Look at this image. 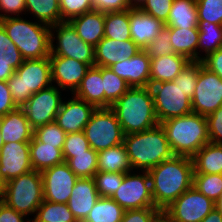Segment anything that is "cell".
<instances>
[{
    "mask_svg": "<svg viewBox=\"0 0 222 222\" xmlns=\"http://www.w3.org/2000/svg\"><path fill=\"white\" fill-rule=\"evenodd\" d=\"M155 207L163 211L193 186L191 157L174 155L148 171Z\"/></svg>",
    "mask_w": 222,
    "mask_h": 222,
    "instance_id": "6da1fadb",
    "label": "cell"
},
{
    "mask_svg": "<svg viewBox=\"0 0 222 222\" xmlns=\"http://www.w3.org/2000/svg\"><path fill=\"white\" fill-rule=\"evenodd\" d=\"M123 144L132 170L149 171L174 153L161 124L139 133L124 136Z\"/></svg>",
    "mask_w": 222,
    "mask_h": 222,
    "instance_id": "7a4b0ae2",
    "label": "cell"
},
{
    "mask_svg": "<svg viewBox=\"0 0 222 222\" xmlns=\"http://www.w3.org/2000/svg\"><path fill=\"white\" fill-rule=\"evenodd\" d=\"M111 109L125 135L139 133L159 124L150 87H131Z\"/></svg>",
    "mask_w": 222,
    "mask_h": 222,
    "instance_id": "3957f363",
    "label": "cell"
},
{
    "mask_svg": "<svg viewBox=\"0 0 222 222\" xmlns=\"http://www.w3.org/2000/svg\"><path fill=\"white\" fill-rule=\"evenodd\" d=\"M168 143L178 156L193 157L210 142L206 116L197 113L170 118L160 123Z\"/></svg>",
    "mask_w": 222,
    "mask_h": 222,
    "instance_id": "277c9868",
    "label": "cell"
},
{
    "mask_svg": "<svg viewBox=\"0 0 222 222\" xmlns=\"http://www.w3.org/2000/svg\"><path fill=\"white\" fill-rule=\"evenodd\" d=\"M17 16L0 20L10 40L24 59H42L50 56V26Z\"/></svg>",
    "mask_w": 222,
    "mask_h": 222,
    "instance_id": "5b68a950",
    "label": "cell"
},
{
    "mask_svg": "<svg viewBox=\"0 0 222 222\" xmlns=\"http://www.w3.org/2000/svg\"><path fill=\"white\" fill-rule=\"evenodd\" d=\"M7 83L14 103L22 107L34 93L52 85L49 57L24 59Z\"/></svg>",
    "mask_w": 222,
    "mask_h": 222,
    "instance_id": "8992f818",
    "label": "cell"
},
{
    "mask_svg": "<svg viewBox=\"0 0 222 222\" xmlns=\"http://www.w3.org/2000/svg\"><path fill=\"white\" fill-rule=\"evenodd\" d=\"M0 199L26 217H34L44 200L41 172L33 170L10 179L4 184Z\"/></svg>",
    "mask_w": 222,
    "mask_h": 222,
    "instance_id": "52a82bcc",
    "label": "cell"
},
{
    "mask_svg": "<svg viewBox=\"0 0 222 222\" xmlns=\"http://www.w3.org/2000/svg\"><path fill=\"white\" fill-rule=\"evenodd\" d=\"M83 132L90 147L97 152L122 144L125 136L111 108H96Z\"/></svg>",
    "mask_w": 222,
    "mask_h": 222,
    "instance_id": "ba28073f",
    "label": "cell"
},
{
    "mask_svg": "<svg viewBox=\"0 0 222 222\" xmlns=\"http://www.w3.org/2000/svg\"><path fill=\"white\" fill-rule=\"evenodd\" d=\"M50 55L68 57L90 67L95 66L94 47L84 42L68 21L50 26Z\"/></svg>",
    "mask_w": 222,
    "mask_h": 222,
    "instance_id": "9c48e42d",
    "label": "cell"
},
{
    "mask_svg": "<svg viewBox=\"0 0 222 222\" xmlns=\"http://www.w3.org/2000/svg\"><path fill=\"white\" fill-rule=\"evenodd\" d=\"M159 124L192 113L191 99L172 81L150 84Z\"/></svg>",
    "mask_w": 222,
    "mask_h": 222,
    "instance_id": "30bf717a",
    "label": "cell"
},
{
    "mask_svg": "<svg viewBox=\"0 0 222 222\" xmlns=\"http://www.w3.org/2000/svg\"><path fill=\"white\" fill-rule=\"evenodd\" d=\"M111 198L124 210L155 207L148 171L138 173L132 170L125 173L121 185Z\"/></svg>",
    "mask_w": 222,
    "mask_h": 222,
    "instance_id": "8fae6325",
    "label": "cell"
},
{
    "mask_svg": "<svg viewBox=\"0 0 222 222\" xmlns=\"http://www.w3.org/2000/svg\"><path fill=\"white\" fill-rule=\"evenodd\" d=\"M214 208L215 202L192 186L163 212L170 222H201Z\"/></svg>",
    "mask_w": 222,
    "mask_h": 222,
    "instance_id": "7c38bea8",
    "label": "cell"
},
{
    "mask_svg": "<svg viewBox=\"0 0 222 222\" xmlns=\"http://www.w3.org/2000/svg\"><path fill=\"white\" fill-rule=\"evenodd\" d=\"M55 85L34 93L21 107L30 126L35 129L53 122L63 101L62 92Z\"/></svg>",
    "mask_w": 222,
    "mask_h": 222,
    "instance_id": "4fadbf2b",
    "label": "cell"
},
{
    "mask_svg": "<svg viewBox=\"0 0 222 222\" xmlns=\"http://www.w3.org/2000/svg\"><path fill=\"white\" fill-rule=\"evenodd\" d=\"M191 103L192 112L202 116H208L222 106V79L202 62Z\"/></svg>",
    "mask_w": 222,
    "mask_h": 222,
    "instance_id": "5bb4252c",
    "label": "cell"
},
{
    "mask_svg": "<svg viewBox=\"0 0 222 222\" xmlns=\"http://www.w3.org/2000/svg\"><path fill=\"white\" fill-rule=\"evenodd\" d=\"M44 200L67 203L78 177L64 162L41 171Z\"/></svg>",
    "mask_w": 222,
    "mask_h": 222,
    "instance_id": "9a60e30c",
    "label": "cell"
},
{
    "mask_svg": "<svg viewBox=\"0 0 222 222\" xmlns=\"http://www.w3.org/2000/svg\"><path fill=\"white\" fill-rule=\"evenodd\" d=\"M52 85L63 91H76L90 69L88 64L68 57L50 55ZM54 83V84H53ZM57 84V85H56Z\"/></svg>",
    "mask_w": 222,
    "mask_h": 222,
    "instance_id": "2e32d148",
    "label": "cell"
},
{
    "mask_svg": "<svg viewBox=\"0 0 222 222\" xmlns=\"http://www.w3.org/2000/svg\"><path fill=\"white\" fill-rule=\"evenodd\" d=\"M33 171L29 142H8L0 151V176L6 183L12 178Z\"/></svg>",
    "mask_w": 222,
    "mask_h": 222,
    "instance_id": "e0dca14e",
    "label": "cell"
},
{
    "mask_svg": "<svg viewBox=\"0 0 222 222\" xmlns=\"http://www.w3.org/2000/svg\"><path fill=\"white\" fill-rule=\"evenodd\" d=\"M72 99L64 97L60 110L57 113L55 121L68 133L84 131V127L89 122L92 113L96 110L93 104L77 98L72 94Z\"/></svg>",
    "mask_w": 222,
    "mask_h": 222,
    "instance_id": "ac0fdd59",
    "label": "cell"
},
{
    "mask_svg": "<svg viewBox=\"0 0 222 222\" xmlns=\"http://www.w3.org/2000/svg\"><path fill=\"white\" fill-rule=\"evenodd\" d=\"M150 63L151 58L141 50L129 59L111 65L109 69L124 79L130 87H149Z\"/></svg>",
    "mask_w": 222,
    "mask_h": 222,
    "instance_id": "d6986e66",
    "label": "cell"
},
{
    "mask_svg": "<svg viewBox=\"0 0 222 222\" xmlns=\"http://www.w3.org/2000/svg\"><path fill=\"white\" fill-rule=\"evenodd\" d=\"M94 49L96 67H110L131 58L141 51L132 39L115 41L107 37H103Z\"/></svg>",
    "mask_w": 222,
    "mask_h": 222,
    "instance_id": "ffe728a7",
    "label": "cell"
},
{
    "mask_svg": "<svg viewBox=\"0 0 222 222\" xmlns=\"http://www.w3.org/2000/svg\"><path fill=\"white\" fill-rule=\"evenodd\" d=\"M99 198L94 178H78L67 205L77 222H84Z\"/></svg>",
    "mask_w": 222,
    "mask_h": 222,
    "instance_id": "44dd1931",
    "label": "cell"
},
{
    "mask_svg": "<svg viewBox=\"0 0 222 222\" xmlns=\"http://www.w3.org/2000/svg\"><path fill=\"white\" fill-rule=\"evenodd\" d=\"M164 26V23L143 12L140 8L130 9L131 39L141 50L158 36Z\"/></svg>",
    "mask_w": 222,
    "mask_h": 222,
    "instance_id": "7402d4cb",
    "label": "cell"
},
{
    "mask_svg": "<svg viewBox=\"0 0 222 222\" xmlns=\"http://www.w3.org/2000/svg\"><path fill=\"white\" fill-rule=\"evenodd\" d=\"M77 35L86 43L95 47L104 37L105 12L91 10L68 21Z\"/></svg>",
    "mask_w": 222,
    "mask_h": 222,
    "instance_id": "603a6c76",
    "label": "cell"
},
{
    "mask_svg": "<svg viewBox=\"0 0 222 222\" xmlns=\"http://www.w3.org/2000/svg\"><path fill=\"white\" fill-rule=\"evenodd\" d=\"M34 129L30 126L21 107L8 112L3 119L1 135L4 144L8 142H30Z\"/></svg>",
    "mask_w": 222,
    "mask_h": 222,
    "instance_id": "cb8c5ba5",
    "label": "cell"
},
{
    "mask_svg": "<svg viewBox=\"0 0 222 222\" xmlns=\"http://www.w3.org/2000/svg\"><path fill=\"white\" fill-rule=\"evenodd\" d=\"M189 61L185 56L179 54L151 58L150 84L172 81Z\"/></svg>",
    "mask_w": 222,
    "mask_h": 222,
    "instance_id": "d4e9b609",
    "label": "cell"
},
{
    "mask_svg": "<svg viewBox=\"0 0 222 222\" xmlns=\"http://www.w3.org/2000/svg\"><path fill=\"white\" fill-rule=\"evenodd\" d=\"M73 95L96 108H104L102 67H90Z\"/></svg>",
    "mask_w": 222,
    "mask_h": 222,
    "instance_id": "484cf974",
    "label": "cell"
},
{
    "mask_svg": "<svg viewBox=\"0 0 222 222\" xmlns=\"http://www.w3.org/2000/svg\"><path fill=\"white\" fill-rule=\"evenodd\" d=\"M30 160L33 170L43 171L47 168L64 163L62 148L46 145L34 136L29 142Z\"/></svg>",
    "mask_w": 222,
    "mask_h": 222,
    "instance_id": "4316f807",
    "label": "cell"
},
{
    "mask_svg": "<svg viewBox=\"0 0 222 222\" xmlns=\"http://www.w3.org/2000/svg\"><path fill=\"white\" fill-rule=\"evenodd\" d=\"M164 25L167 27L198 29L196 0H173L167 22Z\"/></svg>",
    "mask_w": 222,
    "mask_h": 222,
    "instance_id": "83f0119b",
    "label": "cell"
},
{
    "mask_svg": "<svg viewBox=\"0 0 222 222\" xmlns=\"http://www.w3.org/2000/svg\"><path fill=\"white\" fill-rule=\"evenodd\" d=\"M168 28L174 53L185 56L190 61H198L199 29Z\"/></svg>",
    "mask_w": 222,
    "mask_h": 222,
    "instance_id": "f1b7e54d",
    "label": "cell"
},
{
    "mask_svg": "<svg viewBox=\"0 0 222 222\" xmlns=\"http://www.w3.org/2000/svg\"><path fill=\"white\" fill-rule=\"evenodd\" d=\"M192 159L194 173L222 174V144L209 142Z\"/></svg>",
    "mask_w": 222,
    "mask_h": 222,
    "instance_id": "f546056e",
    "label": "cell"
},
{
    "mask_svg": "<svg viewBox=\"0 0 222 222\" xmlns=\"http://www.w3.org/2000/svg\"><path fill=\"white\" fill-rule=\"evenodd\" d=\"M97 168L100 172H131L132 168L124 144L98 151Z\"/></svg>",
    "mask_w": 222,
    "mask_h": 222,
    "instance_id": "4dcf8cb0",
    "label": "cell"
},
{
    "mask_svg": "<svg viewBox=\"0 0 222 222\" xmlns=\"http://www.w3.org/2000/svg\"><path fill=\"white\" fill-rule=\"evenodd\" d=\"M25 15L48 26L61 23L60 0H25Z\"/></svg>",
    "mask_w": 222,
    "mask_h": 222,
    "instance_id": "1f68e13d",
    "label": "cell"
},
{
    "mask_svg": "<svg viewBox=\"0 0 222 222\" xmlns=\"http://www.w3.org/2000/svg\"><path fill=\"white\" fill-rule=\"evenodd\" d=\"M199 41H198V61L218 49H222V25L198 21ZM204 54H200V52ZM205 55V56H204Z\"/></svg>",
    "mask_w": 222,
    "mask_h": 222,
    "instance_id": "d6a6232c",
    "label": "cell"
},
{
    "mask_svg": "<svg viewBox=\"0 0 222 222\" xmlns=\"http://www.w3.org/2000/svg\"><path fill=\"white\" fill-rule=\"evenodd\" d=\"M104 27V37L115 41L130 40V9L125 11L105 12Z\"/></svg>",
    "mask_w": 222,
    "mask_h": 222,
    "instance_id": "836d02e7",
    "label": "cell"
},
{
    "mask_svg": "<svg viewBox=\"0 0 222 222\" xmlns=\"http://www.w3.org/2000/svg\"><path fill=\"white\" fill-rule=\"evenodd\" d=\"M124 212L112 198L100 197L84 222H121Z\"/></svg>",
    "mask_w": 222,
    "mask_h": 222,
    "instance_id": "e575fe53",
    "label": "cell"
},
{
    "mask_svg": "<svg viewBox=\"0 0 222 222\" xmlns=\"http://www.w3.org/2000/svg\"><path fill=\"white\" fill-rule=\"evenodd\" d=\"M31 222H77L67 203L43 200Z\"/></svg>",
    "mask_w": 222,
    "mask_h": 222,
    "instance_id": "d590c367",
    "label": "cell"
},
{
    "mask_svg": "<svg viewBox=\"0 0 222 222\" xmlns=\"http://www.w3.org/2000/svg\"><path fill=\"white\" fill-rule=\"evenodd\" d=\"M104 108L111 106L121 98L131 87L127 82L112 72L109 67H102Z\"/></svg>",
    "mask_w": 222,
    "mask_h": 222,
    "instance_id": "8d00e7d4",
    "label": "cell"
},
{
    "mask_svg": "<svg viewBox=\"0 0 222 222\" xmlns=\"http://www.w3.org/2000/svg\"><path fill=\"white\" fill-rule=\"evenodd\" d=\"M98 153L92 148L84 153L74 154L66 163L78 178H93L98 172Z\"/></svg>",
    "mask_w": 222,
    "mask_h": 222,
    "instance_id": "74e56055",
    "label": "cell"
},
{
    "mask_svg": "<svg viewBox=\"0 0 222 222\" xmlns=\"http://www.w3.org/2000/svg\"><path fill=\"white\" fill-rule=\"evenodd\" d=\"M193 186L207 198L216 202L222 193V174H193Z\"/></svg>",
    "mask_w": 222,
    "mask_h": 222,
    "instance_id": "f35d334b",
    "label": "cell"
},
{
    "mask_svg": "<svg viewBox=\"0 0 222 222\" xmlns=\"http://www.w3.org/2000/svg\"><path fill=\"white\" fill-rule=\"evenodd\" d=\"M23 61L24 58L19 49L10 40L3 26L0 24V64L9 65L16 71Z\"/></svg>",
    "mask_w": 222,
    "mask_h": 222,
    "instance_id": "ab89813d",
    "label": "cell"
},
{
    "mask_svg": "<svg viewBox=\"0 0 222 222\" xmlns=\"http://www.w3.org/2000/svg\"><path fill=\"white\" fill-rule=\"evenodd\" d=\"M201 70V61H189L188 64L182 69L181 73L172 80L173 83L185 92V95L192 99L199 72Z\"/></svg>",
    "mask_w": 222,
    "mask_h": 222,
    "instance_id": "60d3db41",
    "label": "cell"
},
{
    "mask_svg": "<svg viewBox=\"0 0 222 222\" xmlns=\"http://www.w3.org/2000/svg\"><path fill=\"white\" fill-rule=\"evenodd\" d=\"M33 136L46 145L63 148L66 133L56 121L49 122L34 129Z\"/></svg>",
    "mask_w": 222,
    "mask_h": 222,
    "instance_id": "b9f144b4",
    "label": "cell"
},
{
    "mask_svg": "<svg viewBox=\"0 0 222 222\" xmlns=\"http://www.w3.org/2000/svg\"><path fill=\"white\" fill-rule=\"evenodd\" d=\"M125 173L100 172L94 175L96 189L100 197H112L123 181Z\"/></svg>",
    "mask_w": 222,
    "mask_h": 222,
    "instance_id": "7bdbcfd3",
    "label": "cell"
},
{
    "mask_svg": "<svg viewBox=\"0 0 222 222\" xmlns=\"http://www.w3.org/2000/svg\"><path fill=\"white\" fill-rule=\"evenodd\" d=\"M150 58L175 54L171 44V31L164 26L158 36L143 49Z\"/></svg>",
    "mask_w": 222,
    "mask_h": 222,
    "instance_id": "ee69618b",
    "label": "cell"
},
{
    "mask_svg": "<svg viewBox=\"0 0 222 222\" xmlns=\"http://www.w3.org/2000/svg\"><path fill=\"white\" fill-rule=\"evenodd\" d=\"M198 21L222 25V0H196Z\"/></svg>",
    "mask_w": 222,
    "mask_h": 222,
    "instance_id": "f6af8a7d",
    "label": "cell"
},
{
    "mask_svg": "<svg viewBox=\"0 0 222 222\" xmlns=\"http://www.w3.org/2000/svg\"><path fill=\"white\" fill-rule=\"evenodd\" d=\"M90 144L83 131L66 134L62 148L63 158L67 162L74 154L84 153L90 149Z\"/></svg>",
    "mask_w": 222,
    "mask_h": 222,
    "instance_id": "bcb514c9",
    "label": "cell"
},
{
    "mask_svg": "<svg viewBox=\"0 0 222 222\" xmlns=\"http://www.w3.org/2000/svg\"><path fill=\"white\" fill-rule=\"evenodd\" d=\"M91 10H94L92 0H60L61 22Z\"/></svg>",
    "mask_w": 222,
    "mask_h": 222,
    "instance_id": "7dc6e473",
    "label": "cell"
},
{
    "mask_svg": "<svg viewBox=\"0 0 222 222\" xmlns=\"http://www.w3.org/2000/svg\"><path fill=\"white\" fill-rule=\"evenodd\" d=\"M173 0H145L139 7L143 12L149 14L160 20L162 23H166Z\"/></svg>",
    "mask_w": 222,
    "mask_h": 222,
    "instance_id": "c3c4849f",
    "label": "cell"
},
{
    "mask_svg": "<svg viewBox=\"0 0 222 222\" xmlns=\"http://www.w3.org/2000/svg\"><path fill=\"white\" fill-rule=\"evenodd\" d=\"M210 142L222 144V106L206 116Z\"/></svg>",
    "mask_w": 222,
    "mask_h": 222,
    "instance_id": "681fc988",
    "label": "cell"
},
{
    "mask_svg": "<svg viewBox=\"0 0 222 222\" xmlns=\"http://www.w3.org/2000/svg\"><path fill=\"white\" fill-rule=\"evenodd\" d=\"M159 212L157 207L125 210L121 222H150Z\"/></svg>",
    "mask_w": 222,
    "mask_h": 222,
    "instance_id": "f907efd6",
    "label": "cell"
},
{
    "mask_svg": "<svg viewBox=\"0 0 222 222\" xmlns=\"http://www.w3.org/2000/svg\"><path fill=\"white\" fill-rule=\"evenodd\" d=\"M25 6V0H0V20L25 15Z\"/></svg>",
    "mask_w": 222,
    "mask_h": 222,
    "instance_id": "816d5d0a",
    "label": "cell"
},
{
    "mask_svg": "<svg viewBox=\"0 0 222 222\" xmlns=\"http://www.w3.org/2000/svg\"><path fill=\"white\" fill-rule=\"evenodd\" d=\"M94 10L100 12H116L131 9L128 0H92Z\"/></svg>",
    "mask_w": 222,
    "mask_h": 222,
    "instance_id": "f5cc1de1",
    "label": "cell"
},
{
    "mask_svg": "<svg viewBox=\"0 0 222 222\" xmlns=\"http://www.w3.org/2000/svg\"><path fill=\"white\" fill-rule=\"evenodd\" d=\"M11 92L6 81H0V115L5 116L8 112L16 109Z\"/></svg>",
    "mask_w": 222,
    "mask_h": 222,
    "instance_id": "db71d44e",
    "label": "cell"
},
{
    "mask_svg": "<svg viewBox=\"0 0 222 222\" xmlns=\"http://www.w3.org/2000/svg\"><path fill=\"white\" fill-rule=\"evenodd\" d=\"M203 66L222 79V49L210 53L201 60Z\"/></svg>",
    "mask_w": 222,
    "mask_h": 222,
    "instance_id": "11a10c76",
    "label": "cell"
},
{
    "mask_svg": "<svg viewBox=\"0 0 222 222\" xmlns=\"http://www.w3.org/2000/svg\"><path fill=\"white\" fill-rule=\"evenodd\" d=\"M0 222H31V219L9 207L0 199Z\"/></svg>",
    "mask_w": 222,
    "mask_h": 222,
    "instance_id": "9f6ffc18",
    "label": "cell"
},
{
    "mask_svg": "<svg viewBox=\"0 0 222 222\" xmlns=\"http://www.w3.org/2000/svg\"><path fill=\"white\" fill-rule=\"evenodd\" d=\"M15 70L9 65L0 64V81H6L13 75Z\"/></svg>",
    "mask_w": 222,
    "mask_h": 222,
    "instance_id": "6f0895ef",
    "label": "cell"
},
{
    "mask_svg": "<svg viewBox=\"0 0 222 222\" xmlns=\"http://www.w3.org/2000/svg\"><path fill=\"white\" fill-rule=\"evenodd\" d=\"M201 222H222V214L214 208Z\"/></svg>",
    "mask_w": 222,
    "mask_h": 222,
    "instance_id": "680465c9",
    "label": "cell"
},
{
    "mask_svg": "<svg viewBox=\"0 0 222 222\" xmlns=\"http://www.w3.org/2000/svg\"><path fill=\"white\" fill-rule=\"evenodd\" d=\"M150 222H170L168 216L160 211Z\"/></svg>",
    "mask_w": 222,
    "mask_h": 222,
    "instance_id": "91938a15",
    "label": "cell"
},
{
    "mask_svg": "<svg viewBox=\"0 0 222 222\" xmlns=\"http://www.w3.org/2000/svg\"><path fill=\"white\" fill-rule=\"evenodd\" d=\"M132 8H139L145 0H128Z\"/></svg>",
    "mask_w": 222,
    "mask_h": 222,
    "instance_id": "94428289",
    "label": "cell"
},
{
    "mask_svg": "<svg viewBox=\"0 0 222 222\" xmlns=\"http://www.w3.org/2000/svg\"><path fill=\"white\" fill-rule=\"evenodd\" d=\"M215 208L222 214V193L219 199L215 202Z\"/></svg>",
    "mask_w": 222,
    "mask_h": 222,
    "instance_id": "6125c7cd",
    "label": "cell"
},
{
    "mask_svg": "<svg viewBox=\"0 0 222 222\" xmlns=\"http://www.w3.org/2000/svg\"><path fill=\"white\" fill-rule=\"evenodd\" d=\"M3 119H4V116L0 115V151H1L2 146L4 145L2 135H1V126H2Z\"/></svg>",
    "mask_w": 222,
    "mask_h": 222,
    "instance_id": "be15d7a7",
    "label": "cell"
},
{
    "mask_svg": "<svg viewBox=\"0 0 222 222\" xmlns=\"http://www.w3.org/2000/svg\"><path fill=\"white\" fill-rule=\"evenodd\" d=\"M4 184H5V182L3 181V179L0 176V197H1L3 189H4Z\"/></svg>",
    "mask_w": 222,
    "mask_h": 222,
    "instance_id": "e7e4bbea",
    "label": "cell"
}]
</instances>
